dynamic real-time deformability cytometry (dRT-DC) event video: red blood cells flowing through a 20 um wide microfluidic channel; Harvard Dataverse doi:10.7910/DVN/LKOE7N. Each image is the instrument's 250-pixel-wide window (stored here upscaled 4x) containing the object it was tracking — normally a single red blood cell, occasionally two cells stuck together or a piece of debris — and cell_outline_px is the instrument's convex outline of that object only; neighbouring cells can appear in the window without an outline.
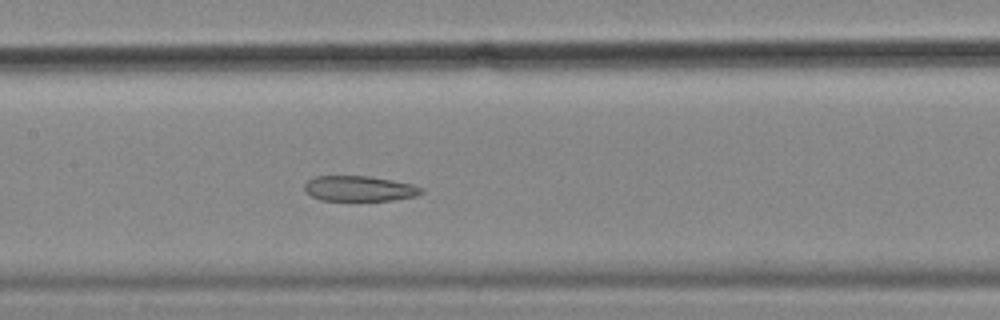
{"species": "common noctule bat (a hibernating species)", "species_latin": "Nyctalus noctula", "temperature_condition": "cold", "stored_images_in_passage": 52, "camera_frame_rate_fps": 3000, "um_per_image_px": 0.085, "animal": {"sex": "female", "body_mass_g": 18.4}, "frame": {"image": 1, "passage_image": 23, "time_ms": 7.333, "image_size_px": [1000, 320], "cell_outline_px": [[424, 192], [416, 196], [392, 200], [320, 200], [312, 196], [304, 188], [304, 184], [308, 180], [316, 176], [368, 176], [392, 180], [412, 184], [424, 188]], "centroid_in_image_um": [30.57, 16.02], "position_along_channel_um": 176.8, "area_um2": 17.17}, "authors_computed_cell_mechanics": {"area_um2": 23.0333, "velocity_mm_per_s": 3.5521, "shape_relaxation_time_tau1_ms": null, "shape_relaxation_time_tau2_ms": 4.1087, "deformation_change_tau1": null, "deformation_change_tau2": 0.1122}}